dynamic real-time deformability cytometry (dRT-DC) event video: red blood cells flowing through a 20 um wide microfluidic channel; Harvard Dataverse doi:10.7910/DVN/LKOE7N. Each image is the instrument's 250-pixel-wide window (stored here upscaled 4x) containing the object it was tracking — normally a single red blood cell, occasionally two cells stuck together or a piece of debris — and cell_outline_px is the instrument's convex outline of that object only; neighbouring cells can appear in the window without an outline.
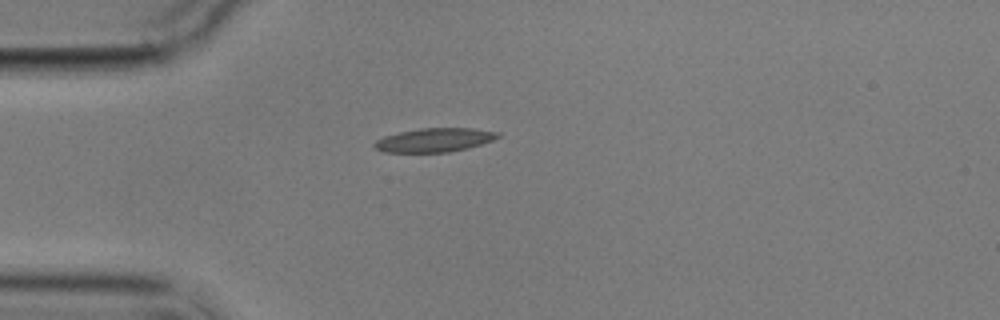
{"species": "common noctule bat (a hibernating species)", "species_latin": "Nyctalus noctula", "temperature_condition": "cold", "stored_images_in_passage": 7, "camera_frame_rate_fps": 3000, "um_per_image_px": 0.085, "animal": {"sex": "male", "body_mass_g": 17.9}, "frame": {"image": 1, "passage_image": 7, "time_ms": 8.0, "image_size_px": [1000, 320], "cell_outline_px": [[500, 136], [492, 140], [468, 148], [448, 152], [384, 152], [376, 148], [372, 144], [376, 140], [384, 136], [400, 132], [420, 128], [472, 128], [500, 132]], "centroid_in_image_um": [36.92, 11.9], "position_along_channel_um": 48.1, "area_um2": 17.05}}